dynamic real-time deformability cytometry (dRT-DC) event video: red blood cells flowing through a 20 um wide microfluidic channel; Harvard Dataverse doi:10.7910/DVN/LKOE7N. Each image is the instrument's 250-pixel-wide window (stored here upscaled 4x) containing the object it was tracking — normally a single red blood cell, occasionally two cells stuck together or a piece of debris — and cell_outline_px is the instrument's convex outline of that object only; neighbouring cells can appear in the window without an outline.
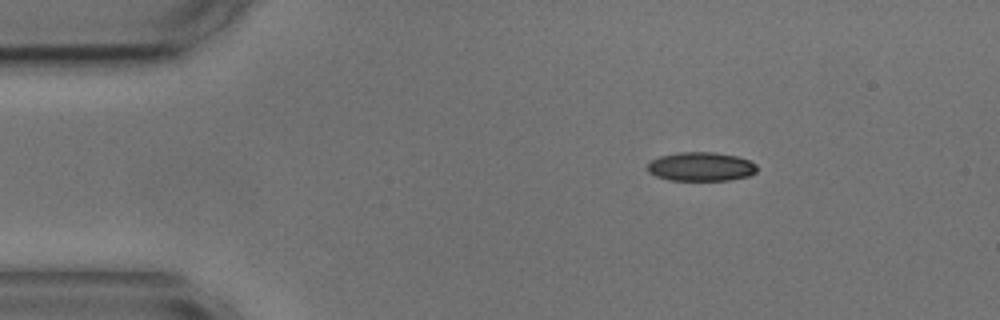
{"species": "common noctule bat (a hibernating species)", "species_latin": "Nyctalus noctula", "temperature_condition": "cold", "stored_images_in_passage": 3, "camera_frame_rate_fps": 3000, "um_per_image_px": 0.085, "animal": {"sex": "male", "body_mass_g": 17.9, "forearm_length_mm": 54.2}, "frame": {"image": 1, "passage_image": 1, "time_ms": 0.0, "image_size_px": [1000, 320], "cell_outline_px": [[756, 172], [748, 176], [728, 180], [668, 180], [656, 176], [648, 172], [648, 164], [652, 160], [660, 156], [680, 152], [716, 152], [736, 156], [748, 160], [756, 164]], "centroid_in_image_um": [59.57, 14.16], "position_along_channel_um": 25.4, "area_um2": 18.38}}
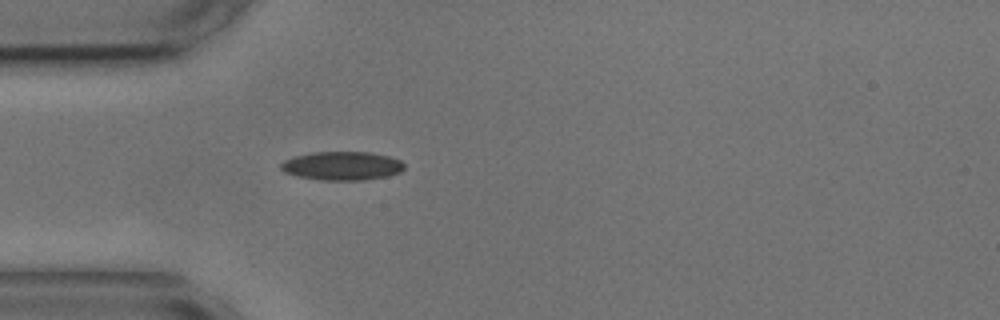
{"frame": {"image": 2, "passage_image": 3, "time_ms": 2.333, "image_size_px": [1000, 320], "cell_outline_px": [[404, 168], [400, 172], [388, 176], [364, 180], [320, 180], [296, 176], [284, 172], [280, 168], [280, 164], [284, 160], [296, 156], [312, 152], [368, 152], [388, 156], [400, 160], [404, 164]], "centroid_in_image_um": [29.06, 14.1], "position_along_channel_um": 55.9, "area_um2": 20.63}}